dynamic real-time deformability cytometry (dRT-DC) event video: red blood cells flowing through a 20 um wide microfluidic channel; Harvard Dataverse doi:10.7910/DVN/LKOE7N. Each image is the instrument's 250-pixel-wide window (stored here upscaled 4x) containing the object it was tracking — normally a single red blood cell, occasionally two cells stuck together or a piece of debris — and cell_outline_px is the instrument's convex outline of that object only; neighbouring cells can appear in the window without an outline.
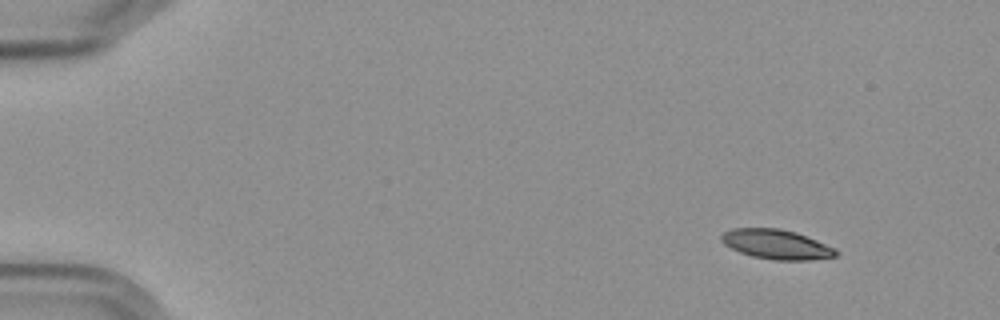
{"species": "Egyptian fruit bat (a non-hibernating species)", "species_latin": "Rousettus aegyptiacus", "temperature_condition": "cold", "stored_images_in_passage": 4, "camera_frame_rate_fps": 3000, "um_per_image_px": 0.085, "frame": {"image": 1, "passage_image": 1, "time_ms": 0.0, "image_size_px": [1000, 320], "cell_outline_px": [[840, 252], [836, 256], [808, 260], [772, 260], [752, 256], [740, 252], [724, 244], [720, 240], [720, 236], [724, 232], [732, 228], [780, 228], [796, 232], [836, 248]], "centroid_in_image_um": [66.0, 20.76], "position_along_channel_um": 19.0, "area_um2": 19.83}}